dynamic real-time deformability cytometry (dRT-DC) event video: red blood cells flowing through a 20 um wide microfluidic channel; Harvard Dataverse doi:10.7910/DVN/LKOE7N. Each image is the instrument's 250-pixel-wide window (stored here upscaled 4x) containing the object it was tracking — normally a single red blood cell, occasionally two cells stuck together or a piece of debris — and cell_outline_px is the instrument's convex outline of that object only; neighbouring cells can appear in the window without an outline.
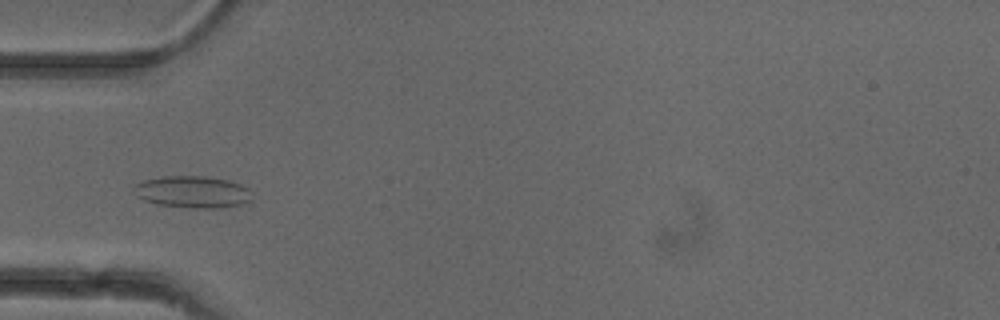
{"species": "common noctule bat (a hibernating species)", "species_latin": "Nyctalus noctula", "temperature_condition": "cold", "stored_images_in_passage": 39, "camera_frame_rate_fps": 3000, "um_per_image_px": 0.085, "animal": {"sex": "female"}, "frame": {"image": 1, "passage_image": 4, "time_ms": 1.0, "image_size_px": [1000, 320], "cell_outline_px": [[252, 200], [240, 204], [224, 208], [188, 208], [156, 204], [144, 200], [136, 196], [132, 192], [132, 188], [136, 184], [144, 180], [160, 176], [204, 176], [228, 180], [240, 184], [248, 188]], "centroid_in_image_um": [16.33, 16.32], "position_along_channel_um": 68.7, "area_um2": 22.2}}
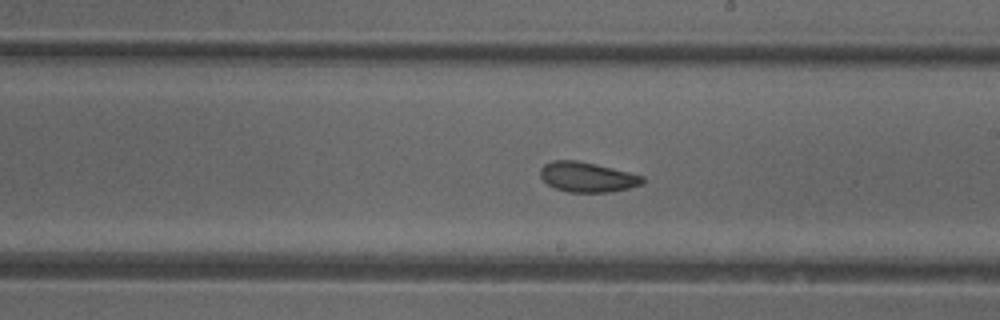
{"frame": {"image": 2, "passage_image": 17, "time_ms": 5.333, "image_size_px": [1000, 320], "cell_outline_px": [[644, 184], [612, 192], [568, 192], [556, 188], [548, 184], [540, 176], [540, 168], [544, 164], [552, 160], [576, 160], [596, 164], [644, 176]], "centroid_in_image_um": [49.92, 15.05], "position_along_channel_um": 239.1, "area_um2": 17.86}}
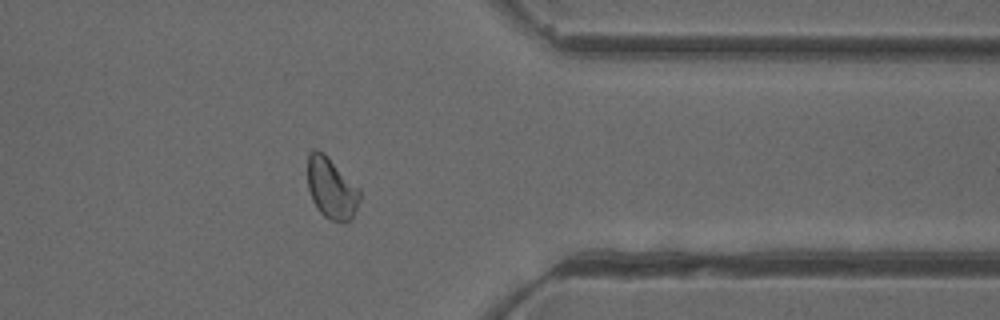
{"frame": {"image": 3, "passage_image": 29, "time_ms": 9.333, "image_size_px": [1000, 320], "cell_outline_px": [[360, 200], [352, 216], [344, 224], [332, 220], [324, 216], [316, 208], [312, 200], [308, 188], [308, 152], [312, 148], [316, 148], [324, 152], [360, 188]], "centroid_in_image_um": [28.16, 15.97], "position_along_channel_um": 383.2, "area_um2": 18.84}, "authors_computed_cell_mechanics": {"area_um2": 18.496, "velocity_mm_per_s": 3.921, "shape_relaxation_time_tau1_ms": 10.2211, "shape_relaxation_time_tau2_ms": 2.1568, "deformation_change_tau1": 0.1458, "deformation_change_tau2": 0.0607}}